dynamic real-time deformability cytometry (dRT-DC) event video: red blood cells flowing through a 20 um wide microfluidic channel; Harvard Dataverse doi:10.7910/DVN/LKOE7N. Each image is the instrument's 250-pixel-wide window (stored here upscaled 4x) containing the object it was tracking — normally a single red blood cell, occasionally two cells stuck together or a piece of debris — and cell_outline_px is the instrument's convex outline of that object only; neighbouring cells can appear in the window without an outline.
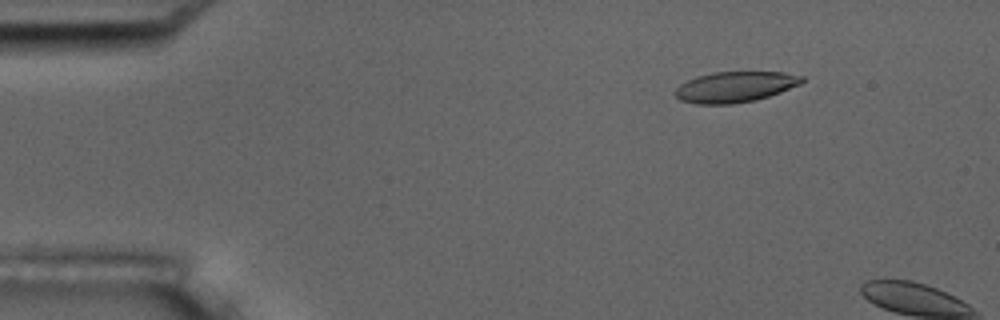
{"species": "common noctule bat (a hibernating species)", "species_latin": "Nyctalus noctula", "temperature_condition": "room temperature", "stored_images_in_passage": 3, "camera_frame_rate_fps": 3000, "um_per_image_px": 0.085, "animal": {"sex": "male", "body_mass_g": 17.5, "forearm_length_mm": 52.3}, "frame": {"image": 1, "passage_image": 2, "time_ms": 1.0, "image_size_px": [1000, 320], "cell_outline_px": [[804, 80], [800, 84], [780, 92], [756, 100], [732, 104], [696, 104], [680, 100], [672, 92], [680, 84], [696, 76], [716, 72], [784, 72], [804, 76]], "centroid_in_image_um": [62.46, 7.39], "position_along_channel_um": 22.5, "area_um2": 22.72}}